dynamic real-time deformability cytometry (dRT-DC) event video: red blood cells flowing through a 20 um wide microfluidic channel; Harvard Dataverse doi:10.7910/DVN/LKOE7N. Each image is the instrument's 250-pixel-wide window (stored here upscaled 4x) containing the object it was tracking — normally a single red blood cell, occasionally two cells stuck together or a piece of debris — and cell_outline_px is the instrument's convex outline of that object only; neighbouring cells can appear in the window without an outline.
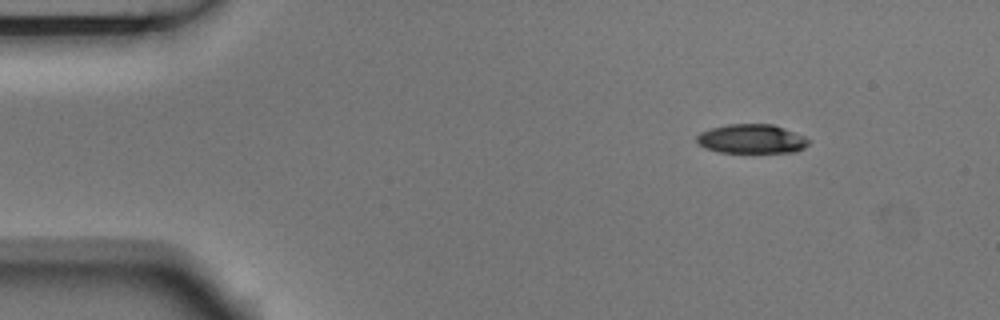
{"species": "Egyptian fruit bat (a non-hibernating species)", "species_latin": "Rousettus aegyptiacus", "temperature_condition": "room temperature", "stored_images_in_passage": 4, "camera_frame_rate_fps": 3000, "um_per_image_px": 0.085, "animal": {"sex": "male"}, "frame": {"image": 1, "passage_image": 4, "time_ms": 1.0, "image_size_px": [1000, 320], "cell_outline_px": [[808, 144], [804, 148], [796, 152], [720, 152], [704, 148], [696, 140], [696, 136], [700, 132], [712, 128], [728, 124], [772, 124], [804, 136], [808, 140]], "centroid_in_image_um": [63.87, 11.81], "position_along_channel_um": 21.1, "area_um2": 18.84}}